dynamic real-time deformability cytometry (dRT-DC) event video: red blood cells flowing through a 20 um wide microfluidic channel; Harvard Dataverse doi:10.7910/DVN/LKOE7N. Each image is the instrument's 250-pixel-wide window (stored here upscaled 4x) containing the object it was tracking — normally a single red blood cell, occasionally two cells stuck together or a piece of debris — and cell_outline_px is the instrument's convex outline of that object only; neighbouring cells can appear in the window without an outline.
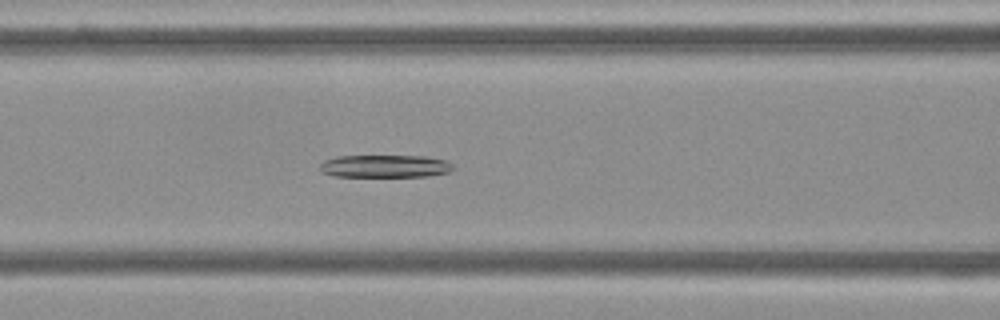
{"species": "Egyptian fruit bat (a non-hibernating species)", "species_latin": "Rousettus aegyptiacus", "temperature_condition": "cold", "stored_images_in_passage": 53, "camera_frame_rate_fps": 3000, "um_per_image_px": 0.085, "frame": {"image": 1, "passage_image": 22, "time_ms": 7.0, "image_size_px": [1000, 320], "cell_outline_px": [[456, 168], [452, 172], [428, 176], [332, 176], [320, 172], [320, 164], [324, 160], [336, 156], [428, 156], [448, 160]], "centroid_in_image_um": [32.77, 14.12], "position_along_channel_um": 133.8, "area_um2": 17.86}}
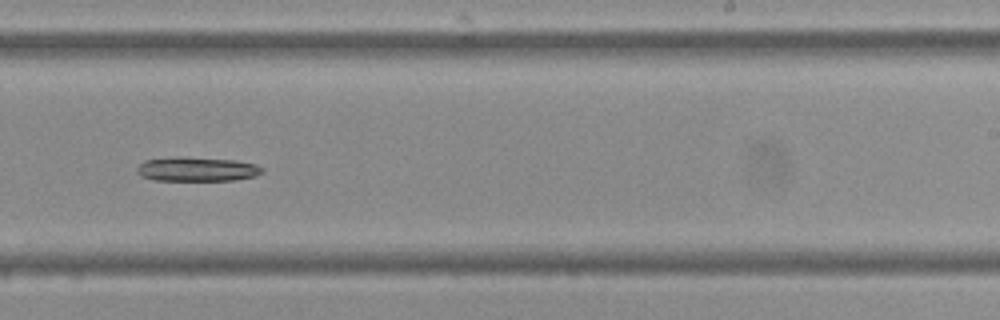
{"frame": {"image": 2, "passage_image": 33, "time_ms": 10.667, "image_size_px": [1000, 320], "cell_outline_px": [[264, 172], [256, 176], [236, 180], [156, 180], [140, 176], [136, 172], [136, 168], [144, 160], [176, 156], [184, 156], [236, 160], [256, 164], [264, 168]], "centroid_in_image_um": [16.75, 14.36], "position_along_channel_um": 272.2, "area_um2": 18.03}}
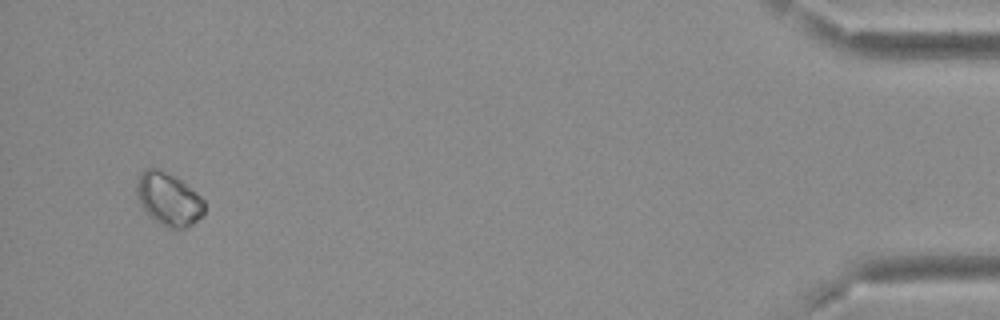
{"frame": {"image": 3, "passage_image": 51, "time_ms": 16.667, "image_size_px": [1000, 320], "cell_outline_px": [[204, 212], [192, 224], [184, 228], [168, 228], [160, 224], [140, 204], [136, 196], [136, 176], [144, 168], [160, 168], [180, 180], [196, 192], [204, 200]], "centroid_in_image_um": [14.29, 16.88], "position_along_channel_um": 420.9, "area_um2": 20.75}}